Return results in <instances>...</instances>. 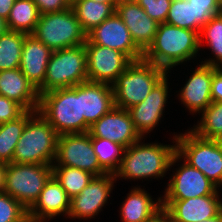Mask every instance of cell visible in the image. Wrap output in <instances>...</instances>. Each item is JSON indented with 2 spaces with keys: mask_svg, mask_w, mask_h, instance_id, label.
Masks as SVG:
<instances>
[{
  "mask_svg": "<svg viewBox=\"0 0 222 222\" xmlns=\"http://www.w3.org/2000/svg\"><path fill=\"white\" fill-rule=\"evenodd\" d=\"M92 1L110 4L115 10L118 4V0H92Z\"/></svg>",
  "mask_w": 222,
  "mask_h": 222,
  "instance_id": "cell-43",
  "label": "cell"
},
{
  "mask_svg": "<svg viewBox=\"0 0 222 222\" xmlns=\"http://www.w3.org/2000/svg\"><path fill=\"white\" fill-rule=\"evenodd\" d=\"M166 23L196 31V9L188 0H172Z\"/></svg>",
  "mask_w": 222,
  "mask_h": 222,
  "instance_id": "cell-33",
  "label": "cell"
},
{
  "mask_svg": "<svg viewBox=\"0 0 222 222\" xmlns=\"http://www.w3.org/2000/svg\"><path fill=\"white\" fill-rule=\"evenodd\" d=\"M28 210L5 192H0V222H24Z\"/></svg>",
  "mask_w": 222,
  "mask_h": 222,
  "instance_id": "cell-34",
  "label": "cell"
},
{
  "mask_svg": "<svg viewBox=\"0 0 222 222\" xmlns=\"http://www.w3.org/2000/svg\"><path fill=\"white\" fill-rule=\"evenodd\" d=\"M38 8L40 15L61 12L71 8L72 0H32Z\"/></svg>",
  "mask_w": 222,
  "mask_h": 222,
  "instance_id": "cell-38",
  "label": "cell"
},
{
  "mask_svg": "<svg viewBox=\"0 0 222 222\" xmlns=\"http://www.w3.org/2000/svg\"><path fill=\"white\" fill-rule=\"evenodd\" d=\"M138 0H118V3L121 2H137Z\"/></svg>",
  "mask_w": 222,
  "mask_h": 222,
  "instance_id": "cell-46",
  "label": "cell"
},
{
  "mask_svg": "<svg viewBox=\"0 0 222 222\" xmlns=\"http://www.w3.org/2000/svg\"><path fill=\"white\" fill-rule=\"evenodd\" d=\"M126 196L120 206L121 222H147L162 209L161 195L156 200L139 185L132 186Z\"/></svg>",
  "mask_w": 222,
  "mask_h": 222,
  "instance_id": "cell-24",
  "label": "cell"
},
{
  "mask_svg": "<svg viewBox=\"0 0 222 222\" xmlns=\"http://www.w3.org/2000/svg\"><path fill=\"white\" fill-rule=\"evenodd\" d=\"M0 95L12 99L26 111H37L39 93L20 68L0 71Z\"/></svg>",
  "mask_w": 222,
  "mask_h": 222,
  "instance_id": "cell-23",
  "label": "cell"
},
{
  "mask_svg": "<svg viewBox=\"0 0 222 222\" xmlns=\"http://www.w3.org/2000/svg\"><path fill=\"white\" fill-rule=\"evenodd\" d=\"M147 222H173L171 215L164 209H160Z\"/></svg>",
  "mask_w": 222,
  "mask_h": 222,
  "instance_id": "cell-41",
  "label": "cell"
},
{
  "mask_svg": "<svg viewBox=\"0 0 222 222\" xmlns=\"http://www.w3.org/2000/svg\"><path fill=\"white\" fill-rule=\"evenodd\" d=\"M199 63L196 68H192L195 70L186 79L184 86L176 91L179 92L178 100L192 115H200L212 103L211 82L213 73L219 68Z\"/></svg>",
  "mask_w": 222,
  "mask_h": 222,
  "instance_id": "cell-17",
  "label": "cell"
},
{
  "mask_svg": "<svg viewBox=\"0 0 222 222\" xmlns=\"http://www.w3.org/2000/svg\"><path fill=\"white\" fill-rule=\"evenodd\" d=\"M8 30L6 20L0 17V35Z\"/></svg>",
  "mask_w": 222,
  "mask_h": 222,
  "instance_id": "cell-45",
  "label": "cell"
},
{
  "mask_svg": "<svg viewBox=\"0 0 222 222\" xmlns=\"http://www.w3.org/2000/svg\"><path fill=\"white\" fill-rule=\"evenodd\" d=\"M217 2H218L219 5L222 7V0H217Z\"/></svg>",
  "mask_w": 222,
  "mask_h": 222,
  "instance_id": "cell-48",
  "label": "cell"
},
{
  "mask_svg": "<svg viewBox=\"0 0 222 222\" xmlns=\"http://www.w3.org/2000/svg\"><path fill=\"white\" fill-rule=\"evenodd\" d=\"M176 152L219 189L222 186V147L218 140L197 136L190 129L176 134Z\"/></svg>",
  "mask_w": 222,
  "mask_h": 222,
  "instance_id": "cell-7",
  "label": "cell"
},
{
  "mask_svg": "<svg viewBox=\"0 0 222 222\" xmlns=\"http://www.w3.org/2000/svg\"><path fill=\"white\" fill-rule=\"evenodd\" d=\"M175 166L178 167L174 168ZM172 167L173 174L167 180L161 200H186L206 195H222L219 192L221 189L219 190L200 170L188 164L177 152L171 160L169 169Z\"/></svg>",
  "mask_w": 222,
  "mask_h": 222,
  "instance_id": "cell-10",
  "label": "cell"
},
{
  "mask_svg": "<svg viewBox=\"0 0 222 222\" xmlns=\"http://www.w3.org/2000/svg\"><path fill=\"white\" fill-rule=\"evenodd\" d=\"M167 73L143 59L133 61L112 84L114 105L128 110L141 103Z\"/></svg>",
  "mask_w": 222,
  "mask_h": 222,
  "instance_id": "cell-5",
  "label": "cell"
},
{
  "mask_svg": "<svg viewBox=\"0 0 222 222\" xmlns=\"http://www.w3.org/2000/svg\"><path fill=\"white\" fill-rule=\"evenodd\" d=\"M24 222H32L29 218H27Z\"/></svg>",
  "mask_w": 222,
  "mask_h": 222,
  "instance_id": "cell-49",
  "label": "cell"
},
{
  "mask_svg": "<svg viewBox=\"0 0 222 222\" xmlns=\"http://www.w3.org/2000/svg\"><path fill=\"white\" fill-rule=\"evenodd\" d=\"M52 50L32 34L23 42L20 70L38 90L44 83Z\"/></svg>",
  "mask_w": 222,
  "mask_h": 222,
  "instance_id": "cell-22",
  "label": "cell"
},
{
  "mask_svg": "<svg viewBox=\"0 0 222 222\" xmlns=\"http://www.w3.org/2000/svg\"><path fill=\"white\" fill-rule=\"evenodd\" d=\"M70 201L71 198L52 175L44 185L38 199L28 209V218L32 222H49L59 216L67 219Z\"/></svg>",
  "mask_w": 222,
  "mask_h": 222,
  "instance_id": "cell-19",
  "label": "cell"
},
{
  "mask_svg": "<svg viewBox=\"0 0 222 222\" xmlns=\"http://www.w3.org/2000/svg\"><path fill=\"white\" fill-rule=\"evenodd\" d=\"M15 0H0V17L7 21Z\"/></svg>",
  "mask_w": 222,
  "mask_h": 222,
  "instance_id": "cell-40",
  "label": "cell"
},
{
  "mask_svg": "<svg viewBox=\"0 0 222 222\" xmlns=\"http://www.w3.org/2000/svg\"><path fill=\"white\" fill-rule=\"evenodd\" d=\"M199 116L200 121L189 129L199 137L217 140L222 135V102H212Z\"/></svg>",
  "mask_w": 222,
  "mask_h": 222,
  "instance_id": "cell-31",
  "label": "cell"
},
{
  "mask_svg": "<svg viewBox=\"0 0 222 222\" xmlns=\"http://www.w3.org/2000/svg\"><path fill=\"white\" fill-rule=\"evenodd\" d=\"M25 111L16 101L0 95V124L16 120Z\"/></svg>",
  "mask_w": 222,
  "mask_h": 222,
  "instance_id": "cell-37",
  "label": "cell"
},
{
  "mask_svg": "<svg viewBox=\"0 0 222 222\" xmlns=\"http://www.w3.org/2000/svg\"><path fill=\"white\" fill-rule=\"evenodd\" d=\"M59 134L37 111L26 123L16 144L13 163L52 165L57 155Z\"/></svg>",
  "mask_w": 222,
  "mask_h": 222,
  "instance_id": "cell-3",
  "label": "cell"
},
{
  "mask_svg": "<svg viewBox=\"0 0 222 222\" xmlns=\"http://www.w3.org/2000/svg\"><path fill=\"white\" fill-rule=\"evenodd\" d=\"M137 3L150 18L165 23L172 0H138Z\"/></svg>",
  "mask_w": 222,
  "mask_h": 222,
  "instance_id": "cell-36",
  "label": "cell"
},
{
  "mask_svg": "<svg viewBox=\"0 0 222 222\" xmlns=\"http://www.w3.org/2000/svg\"><path fill=\"white\" fill-rule=\"evenodd\" d=\"M130 31L135 44L144 52L153 42L159 23L150 18L137 2H121L115 11Z\"/></svg>",
  "mask_w": 222,
  "mask_h": 222,
  "instance_id": "cell-21",
  "label": "cell"
},
{
  "mask_svg": "<svg viewBox=\"0 0 222 222\" xmlns=\"http://www.w3.org/2000/svg\"><path fill=\"white\" fill-rule=\"evenodd\" d=\"M88 133L92 138H106L124 148L142 138L136 131L128 110L116 106L94 122Z\"/></svg>",
  "mask_w": 222,
  "mask_h": 222,
  "instance_id": "cell-16",
  "label": "cell"
},
{
  "mask_svg": "<svg viewBox=\"0 0 222 222\" xmlns=\"http://www.w3.org/2000/svg\"><path fill=\"white\" fill-rule=\"evenodd\" d=\"M114 183L117 182L113 173L94 176L80 194L71 198L67 218L71 220L95 218L109 203Z\"/></svg>",
  "mask_w": 222,
  "mask_h": 222,
  "instance_id": "cell-12",
  "label": "cell"
},
{
  "mask_svg": "<svg viewBox=\"0 0 222 222\" xmlns=\"http://www.w3.org/2000/svg\"><path fill=\"white\" fill-rule=\"evenodd\" d=\"M59 134L84 133L80 84L40 95L37 110Z\"/></svg>",
  "mask_w": 222,
  "mask_h": 222,
  "instance_id": "cell-4",
  "label": "cell"
},
{
  "mask_svg": "<svg viewBox=\"0 0 222 222\" xmlns=\"http://www.w3.org/2000/svg\"><path fill=\"white\" fill-rule=\"evenodd\" d=\"M200 51L198 32L165 22L159 23L153 42L143 52V60L171 73L176 66L200 57Z\"/></svg>",
  "mask_w": 222,
  "mask_h": 222,
  "instance_id": "cell-2",
  "label": "cell"
},
{
  "mask_svg": "<svg viewBox=\"0 0 222 222\" xmlns=\"http://www.w3.org/2000/svg\"><path fill=\"white\" fill-rule=\"evenodd\" d=\"M169 74L167 73L150 91L146 99L128 109L134 127L142 138H146L164 118L165 107L170 96Z\"/></svg>",
  "mask_w": 222,
  "mask_h": 222,
  "instance_id": "cell-14",
  "label": "cell"
},
{
  "mask_svg": "<svg viewBox=\"0 0 222 222\" xmlns=\"http://www.w3.org/2000/svg\"><path fill=\"white\" fill-rule=\"evenodd\" d=\"M211 100L212 102H222V67H219L213 73L211 82Z\"/></svg>",
  "mask_w": 222,
  "mask_h": 222,
  "instance_id": "cell-39",
  "label": "cell"
},
{
  "mask_svg": "<svg viewBox=\"0 0 222 222\" xmlns=\"http://www.w3.org/2000/svg\"><path fill=\"white\" fill-rule=\"evenodd\" d=\"M87 39L92 44L124 53L132 62L143 59V51L135 44L130 31L116 12L91 30Z\"/></svg>",
  "mask_w": 222,
  "mask_h": 222,
  "instance_id": "cell-15",
  "label": "cell"
},
{
  "mask_svg": "<svg viewBox=\"0 0 222 222\" xmlns=\"http://www.w3.org/2000/svg\"><path fill=\"white\" fill-rule=\"evenodd\" d=\"M26 34L7 30L0 35V71L19 68Z\"/></svg>",
  "mask_w": 222,
  "mask_h": 222,
  "instance_id": "cell-29",
  "label": "cell"
},
{
  "mask_svg": "<svg viewBox=\"0 0 222 222\" xmlns=\"http://www.w3.org/2000/svg\"><path fill=\"white\" fill-rule=\"evenodd\" d=\"M40 13L32 0H15L6 21L8 30L32 34L39 21Z\"/></svg>",
  "mask_w": 222,
  "mask_h": 222,
  "instance_id": "cell-27",
  "label": "cell"
},
{
  "mask_svg": "<svg viewBox=\"0 0 222 222\" xmlns=\"http://www.w3.org/2000/svg\"><path fill=\"white\" fill-rule=\"evenodd\" d=\"M171 139L172 145L156 141L146 142L141 138L128 148H124L122 160L118 169L113 173L115 180L126 179L127 181H138L147 179H163L169 169L171 160L176 153V134ZM144 139V140H143ZM143 141V142H142ZM159 178V179H158ZM149 179V180H148Z\"/></svg>",
  "mask_w": 222,
  "mask_h": 222,
  "instance_id": "cell-1",
  "label": "cell"
},
{
  "mask_svg": "<svg viewBox=\"0 0 222 222\" xmlns=\"http://www.w3.org/2000/svg\"><path fill=\"white\" fill-rule=\"evenodd\" d=\"M95 155L107 173H114L122 160L124 147L106 138H92Z\"/></svg>",
  "mask_w": 222,
  "mask_h": 222,
  "instance_id": "cell-32",
  "label": "cell"
},
{
  "mask_svg": "<svg viewBox=\"0 0 222 222\" xmlns=\"http://www.w3.org/2000/svg\"><path fill=\"white\" fill-rule=\"evenodd\" d=\"M217 140H218L219 144H220L221 147H222V135H221Z\"/></svg>",
  "mask_w": 222,
  "mask_h": 222,
  "instance_id": "cell-47",
  "label": "cell"
},
{
  "mask_svg": "<svg viewBox=\"0 0 222 222\" xmlns=\"http://www.w3.org/2000/svg\"><path fill=\"white\" fill-rule=\"evenodd\" d=\"M220 198V195H206L186 200H162V208L171 215L173 222H201L222 211Z\"/></svg>",
  "mask_w": 222,
  "mask_h": 222,
  "instance_id": "cell-18",
  "label": "cell"
},
{
  "mask_svg": "<svg viewBox=\"0 0 222 222\" xmlns=\"http://www.w3.org/2000/svg\"><path fill=\"white\" fill-rule=\"evenodd\" d=\"M52 166L74 167L95 176L107 173L98 162L88 132L59 135L57 155Z\"/></svg>",
  "mask_w": 222,
  "mask_h": 222,
  "instance_id": "cell-11",
  "label": "cell"
},
{
  "mask_svg": "<svg viewBox=\"0 0 222 222\" xmlns=\"http://www.w3.org/2000/svg\"><path fill=\"white\" fill-rule=\"evenodd\" d=\"M88 81L85 44L53 51L39 96L52 90L73 87Z\"/></svg>",
  "mask_w": 222,
  "mask_h": 222,
  "instance_id": "cell-6",
  "label": "cell"
},
{
  "mask_svg": "<svg viewBox=\"0 0 222 222\" xmlns=\"http://www.w3.org/2000/svg\"><path fill=\"white\" fill-rule=\"evenodd\" d=\"M88 81L112 85L132 61L122 52L109 47L85 43Z\"/></svg>",
  "mask_w": 222,
  "mask_h": 222,
  "instance_id": "cell-13",
  "label": "cell"
},
{
  "mask_svg": "<svg viewBox=\"0 0 222 222\" xmlns=\"http://www.w3.org/2000/svg\"><path fill=\"white\" fill-rule=\"evenodd\" d=\"M7 163L0 161V192H4Z\"/></svg>",
  "mask_w": 222,
  "mask_h": 222,
  "instance_id": "cell-42",
  "label": "cell"
},
{
  "mask_svg": "<svg viewBox=\"0 0 222 222\" xmlns=\"http://www.w3.org/2000/svg\"><path fill=\"white\" fill-rule=\"evenodd\" d=\"M32 35L52 51L76 47L85 44L87 40V34L72 7L61 12L40 15Z\"/></svg>",
  "mask_w": 222,
  "mask_h": 222,
  "instance_id": "cell-8",
  "label": "cell"
},
{
  "mask_svg": "<svg viewBox=\"0 0 222 222\" xmlns=\"http://www.w3.org/2000/svg\"><path fill=\"white\" fill-rule=\"evenodd\" d=\"M52 175L70 198L80 194L95 176L86 170L66 166H52Z\"/></svg>",
  "mask_w": 222,
  "mask_h": 222,
  "instance_id": "cell-30",
  "label": "cell"
},
{
  "mask_svg": "<svg viewBox=\"0 0 222 222\" xmlns=\"http://www.w3.org/2000/svg\"><path fill=\"white\" fill-rule=\"evenodd\" d=\"M71 7L86 34L116 11L110 4L92 0H72Z\"/></svg>",
  "mask_w": 222,
  "mask_h": 222,
  "instance_id": "cell-25",
  "label": "cell"
},
{
  "mask_svg": "<svg viewBox=\"0 0 222 222\" xmlns=\"http://www.w3.org/2000/svg\"><path fill=\"white\" fill-rule=\"evenodd\" d=\"M196 9V32L200 34L202 27L213 17L222 13L217 0H188Z\"/></svg>",
  "mask_w": 222,
  "mask_h": 222,
  "instance_id": "cell-35",
  "label": "cell"
},
{
  "mask_svg": "<svg viewBox=\"0 0 222 222\" xmlns=\"http://www.w3.org/2000/svg\"><path fill=\"white\" fill-rule=\"evenodd\" d=\"M37 111H25L16 120L0 124V161L13 162V154L27 121Z\"/></svg>",
  "mask_w": 222,
  "mask_h": 222,
  "instance_id": "cell-26",
  "label": "cell"
},
{
  "mask_svg": "<svg viewBox=\"0 0 222 222\" xmlns=\"http://www.w3.org/2000/svg\"><path fill=\"white\" fill-rule=\"evenodd\" d=\"M51 176L52 165L8 163L4 192L28 210Z\"/></svg>",
  "mask_w": 222,
  "mask_h": 222,
  "instance_id": "cell-9",
  "label": "cell"
},
{
  "mask_svg": "<svg viewBox=\"0 0 222 222\" xmlns=\"http://www.w3.org/2000/svg\"><path fill=\"white\" fill-rule=\"evenodd\" d=\"M200 49L207 45L212 55V58L204 57L201 63L215 67H222V13L213 16L201 29ZM207 43V44H206Z\"/></svg>",
  "mask_w": 222,
  "mask_h": 222,
  "instance_id": "cell-28",
  "label": "cell"
},
{
  "mask_svg": "<svg viewBox=\"0 0 222 222\" xmlns=\"http://www.w3.org/2000/svg\"><path fill=\"white\" fill-rule=\"evenodd\" d=\"M112 85L85 81L80 83L81 117H84V133L114 107Z\"/></svg>",
  "mask_w": 222,
  "mask_h": 222,
  "instance_id": "cell-20",
  "label": "cell"
},
{
  "mask_svg": "<svg viewBox=\"0 0 222 222\" xmlns=\"http://www.w3.org/2000/svg\"><path fill=\"white\" fill-rule=\"evenodd\" d=\"M198 222H200V221H198ZM201 222H222V211L217 216L203 220Z\"/></svg>",
  "mask_w": 222,
  "mask_h": 222,
  "instance_id": "cell-44",
  "label": "cell"
}]
</instances>
